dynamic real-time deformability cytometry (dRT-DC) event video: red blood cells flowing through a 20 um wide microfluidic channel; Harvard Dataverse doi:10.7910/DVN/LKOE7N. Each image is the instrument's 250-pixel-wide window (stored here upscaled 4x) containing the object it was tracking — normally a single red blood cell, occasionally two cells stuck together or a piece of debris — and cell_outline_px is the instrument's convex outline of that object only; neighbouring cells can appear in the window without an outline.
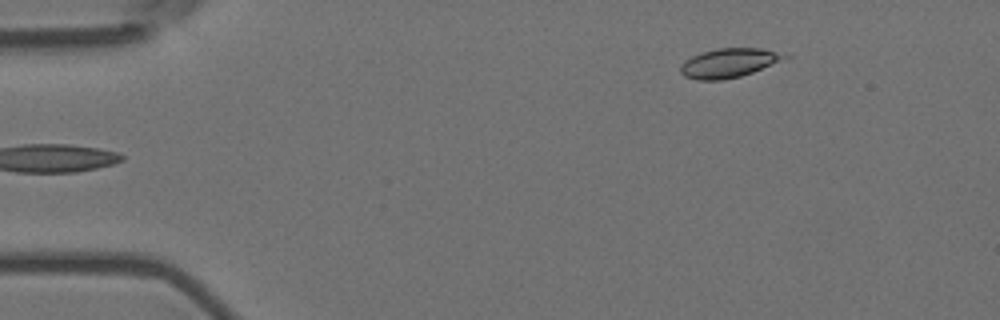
{"species": "Egyptian fruit bat (a non-hibernating species)", "species_latin": "Rousettus aegyptiacus", "temperature_condition": "room temperature", "stored_images_in_passage": 6, "camera_frame_rate_fps": 3000, "um_per_image_px": 0.085, "animal": {"sex": "female"}, "frame": {"image": 1, "passage_image": 6, "time_ms": 1.667, "image_size_px": [1000, 320], "cell_outline_px": [[792, 56], [752, 72], [740, 76], [720, 80], [696, 80], [684, 76], [680, 72], [680, 68], [684, 60], [700, 52], [716, 48], [760, 48]], "centroid_in_image_um": [61.9, 5.35], "position_along_channel_um": 23.1, "area_um2": 17.57}}